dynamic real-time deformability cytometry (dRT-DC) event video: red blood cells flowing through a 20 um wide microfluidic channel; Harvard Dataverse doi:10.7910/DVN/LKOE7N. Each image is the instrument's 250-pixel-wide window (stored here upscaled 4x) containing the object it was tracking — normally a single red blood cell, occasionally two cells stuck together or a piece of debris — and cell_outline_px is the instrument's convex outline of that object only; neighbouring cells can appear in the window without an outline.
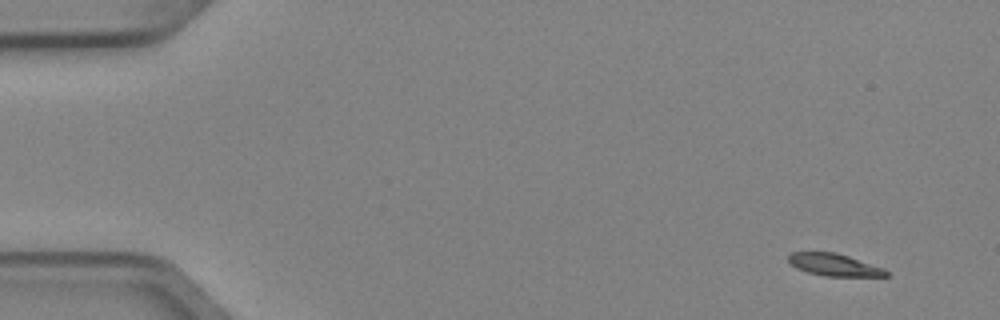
{"species": "Egyptian fruit bat (a non-hibernating species)", "species_latin": "Rousettus aegyptiacus", "temperature_condition": "cold", "stored_images_in_passage": 6, "camera_frame_rate_fps": 3000, "um_per_image_px": 0.085, "animal": {"sex": "female"}, "frame": {"image": 1, "passage_image": 1, "time_ms": 0.0, "image_size_px": [1000, 320], "cell_outline_px": [[888, 276], [824, 276], [808, 272], [796, 268], [788, 260], [788, 256], [792, 252], [836, 252], [884, 268], [888, 272]], "centroid_in_image_um": [70.9, 22.5], "position_along_channel_um": 14.1, "area_um2": 12.54}}
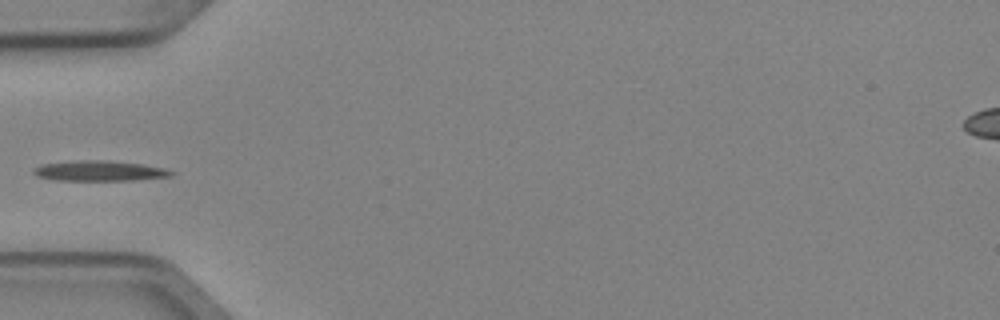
{"frame": {"image": 2, "passage_image": 5, "time_ms": 1.333, "image_size_px": [1000, 320], "cell_outline_px": [[176, 172], [172, 176], [132, 180], [52, 180], [36, 176], [32, 172], [32, 168], [40, 164], [76, 160], [100, 160], [140, 164], [164, 168]], "centroid_in_image_um": [8.38, 14.52], "position_along_channel_um": 76.6, "area_um2": 16.3}}
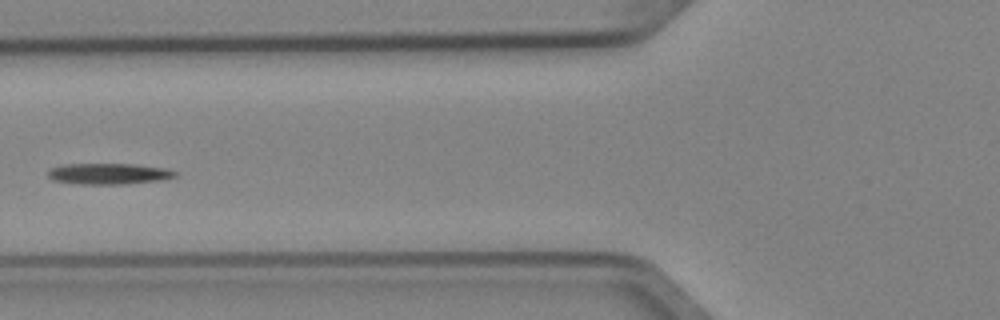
{"frame": {"image": 3, "passage_image": 6, "time_ms": 1.667, "image_size_px": [1000, 320], "cell_outline_px": [[176, 176], [160, 180], [120, 184], [80, 184], [52, 180], [48, 176], [48, 168], [60, 164], [136, 164], [168, 168], [176, 172]], "centroid_in_image_um": [9.2, 14.75], "position_along_channel_um": 116.6, "area_um2": 15.66}}